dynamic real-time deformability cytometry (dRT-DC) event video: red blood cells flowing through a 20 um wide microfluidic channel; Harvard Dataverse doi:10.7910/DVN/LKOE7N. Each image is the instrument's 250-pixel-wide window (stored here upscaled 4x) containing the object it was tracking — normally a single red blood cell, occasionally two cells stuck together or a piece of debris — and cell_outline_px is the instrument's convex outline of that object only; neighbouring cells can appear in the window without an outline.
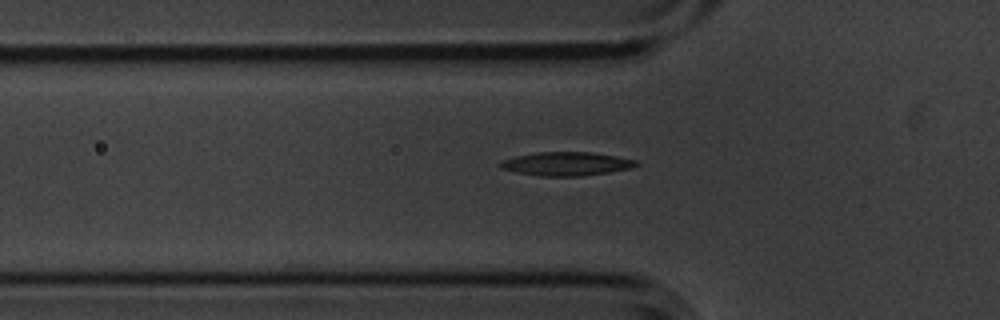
{"species": "common noctule bat (a hibernating species)", "species_latin": "Nyctalus noctula", "temperature_condition": "cold", "stored_images_in_passage": 37, "camera_frame_rate_fps": 3000, "um_per_image_px": 0.085, "animal": {"sex": "male", "body_mass_g": 20.1, "forearm_length_mm": 53.5}, "frame": {"image": 1, "passage_image": 3, "time_ms": 0.667, "image_size_px": [1000, 320], "cell_outline_px": [[640, 164], [628, 168], [608, 172], [580, 176], [540, 176], [516, 172], [500, 168], [496, 164], [500, 160], [516, 156], [536, 152], [592, 152], [616, 156], [636, 160]], "centroid_in_image_um": [48.07, 13.92], "position_along_channel_um": 77.7, "area_um2": 18.73}}
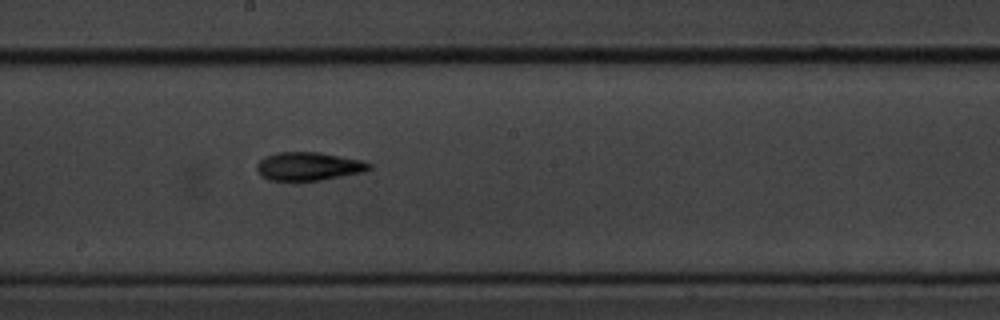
{"frame": {"image": 2, "passage_image": 15, "time_ms": 4.667, "image_size_px": [1000, 320], "cell_outline_px": [[372, 168], [364, 172], [320, 180], [268, 180], [260, 176], [256, 168], [256, 164], [264, 156], [280, 152], [320, 152], [364, 160], [372, 164]], "centroid_in_image_um": [26.25, 14.13], "position_along_channel_um": 222.0, "area_um2": 18.73}}
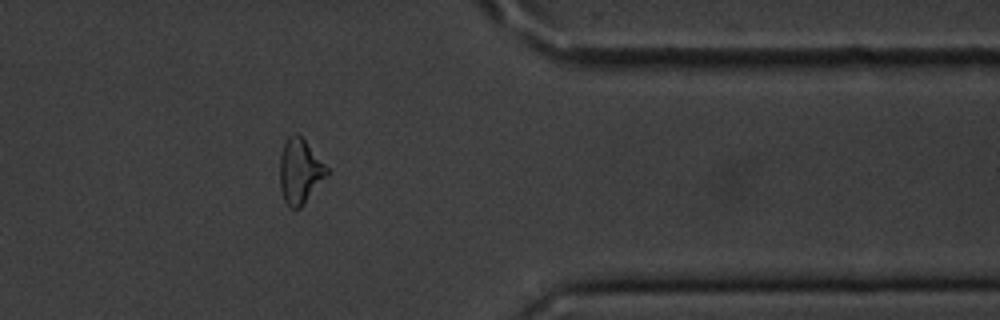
{"frame": {"image": 3, "passage_image": 30, "time_ms": 9.667, "image_size_px": [1000, 320], "cell_outline_px": [[332, 172], [300, 208], [292, 208], [284, 200], [280, 188], [280, 156], [284, 144], [288, 136], [296, 132], [304, 140]], "centroid_in_image_um": [25.52, 14.56], "position_along_channel_um": 385.9, "area_um2": 17.8}}